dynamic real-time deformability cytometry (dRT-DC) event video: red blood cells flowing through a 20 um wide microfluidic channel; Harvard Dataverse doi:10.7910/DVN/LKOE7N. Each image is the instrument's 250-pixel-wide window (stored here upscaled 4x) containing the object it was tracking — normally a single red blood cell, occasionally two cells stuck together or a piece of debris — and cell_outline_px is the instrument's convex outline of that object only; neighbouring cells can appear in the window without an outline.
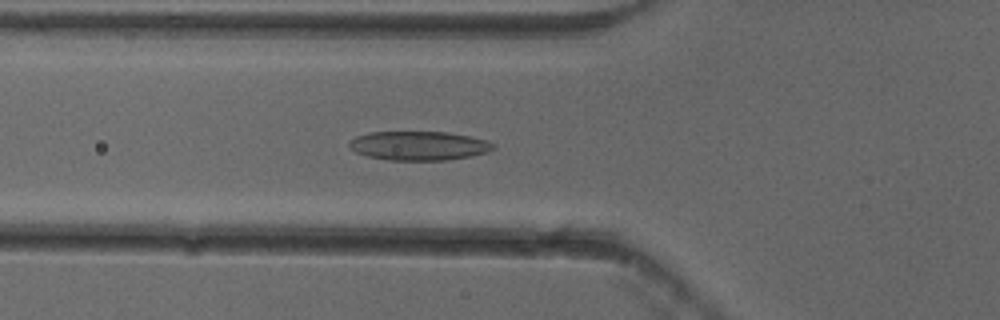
{"species": "common noctule bat (a hibernating species)", "species_latin": "Nyctalus noctula", "temperature_condition": "cold", "stored_images_in_passage": 54, "camera_frame_rate_fps": 3000, "um_per_image_px": 0.085, "animal": {"sex": "female"}, "frame": {"image": 1, "passage_image": 20, "time_ms": 6.333, "image_size_px": [1000, 320], "cell_outline_px": [[496, 148], [488, 152], [472, 156], [444, 160], [388, 160], [368, 156], [356, 152], [348, 144], [348, 140], [356, 136], [368, 132], [448, 132], [468, 136], [484, 140], [496, 144]], "centroid_in_image_um": [35.6, 12.38], "position_along_channel_um": 90.2, "area_um2": 24.39}}
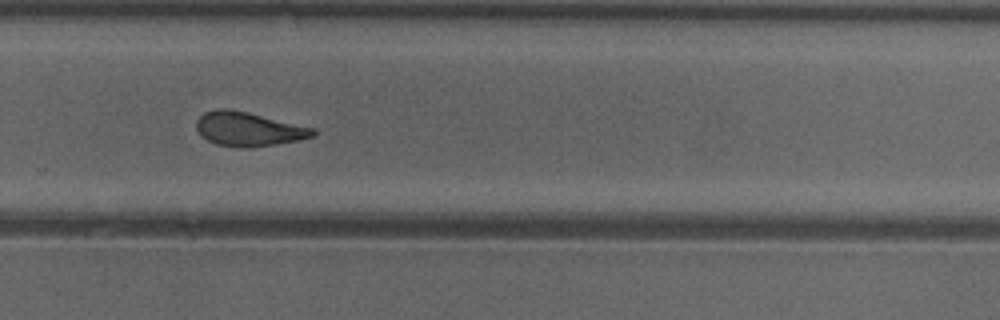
{"frame": {"image": 2, "passage_image": 37, "time_ms": 12.0, "image_size_px": [1000, 320], "cell_outline_px": [[316, 132], [312, 136], [296, 140], [276, 144], [248, 148], [240, 148], [216, 144], [200, 136], [196, 128], [196, 120], [204, 112], [216, 108], [228, 108], [248, 112], [316, 128]], "centroid_in_image_um": [21.08, 10.96], "position_along_channel_um": 308.7, "area_um2": 23.29}}
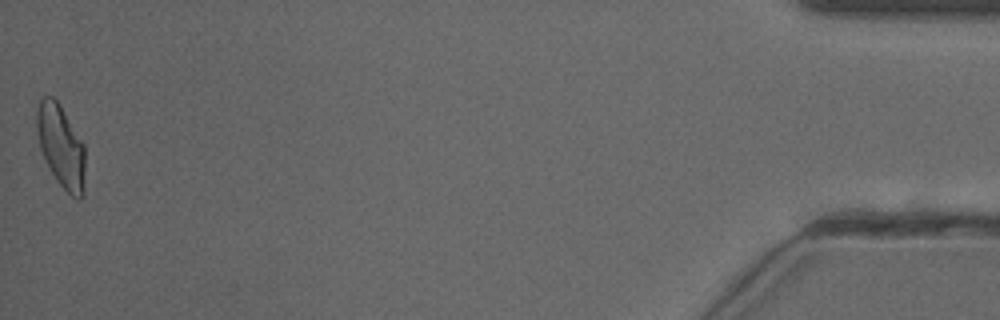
{"frame": {"image": 3, "passage_image": 54, "time_ms": 17.667, "image_size_px": [1000, 320], "cell_outline_px": [[84, 196], [80, 200], [76, 200], [56, 180], [40, 148], [36, 128], [36, 108], [40, 96], [52, 96], [56, 100], [84, 144]], "centroid_in_image_um": [5.17, 12.43], "position_along_channel_um": 430.0, "area_um2": 23.12}, "authors_computed_cell_mechanics": {"area_um2": 23.4379, "velocity_mm_per_s": 3.8564, "shape_relaxation_time_tau1_ms": 8.0541, "shape_relaxation_time_tau2_ms": 3.4377, "deformation_change_tau1": 0.1932, "deformation_change_tau2": 0.1154}}